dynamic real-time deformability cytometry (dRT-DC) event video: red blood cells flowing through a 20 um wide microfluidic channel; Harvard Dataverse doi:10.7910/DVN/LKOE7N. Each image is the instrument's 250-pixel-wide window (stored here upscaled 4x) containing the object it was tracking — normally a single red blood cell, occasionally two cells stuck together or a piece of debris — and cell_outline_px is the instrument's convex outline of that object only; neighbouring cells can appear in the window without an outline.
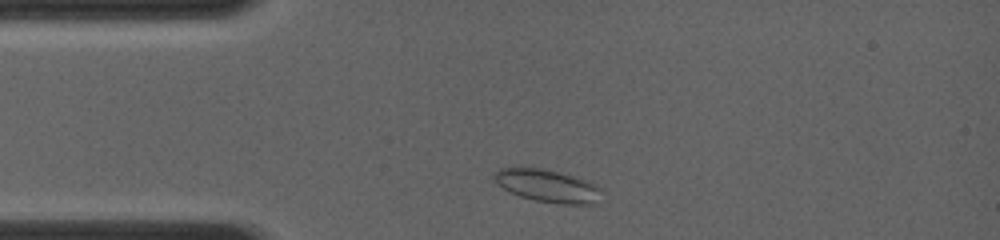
{"species": "common noctule bat (a hibernating species)", "species_latin": "Nyctalus noctula", "temperature_condition": "room temperature", "stored_images_in_passage": 6, "camera_frame_rate_fps": 4000, "um_per_image_px": 0.085, "animal": {"sex": "female", "body_mass_g": 19.0, "forearm_length_mm": 56.7}, "frame": {"image": 1, "passage_image": 2, "time_ms": 0.5, "image_size_px": [1000, 240], "cell_outline_px": [[600, 204], [560, 204], [536, 200], [520, 196], [508, 192], [496, 184], [492, 176], [500, 168], [512, 164], [544, 168], [576, 176], [588, 180], [596, 184], [600, 188]], "centroid_in_image_um": [46.49, 15.75], "position_along_channel_um": 38.5, "area_um2": 21.39}}